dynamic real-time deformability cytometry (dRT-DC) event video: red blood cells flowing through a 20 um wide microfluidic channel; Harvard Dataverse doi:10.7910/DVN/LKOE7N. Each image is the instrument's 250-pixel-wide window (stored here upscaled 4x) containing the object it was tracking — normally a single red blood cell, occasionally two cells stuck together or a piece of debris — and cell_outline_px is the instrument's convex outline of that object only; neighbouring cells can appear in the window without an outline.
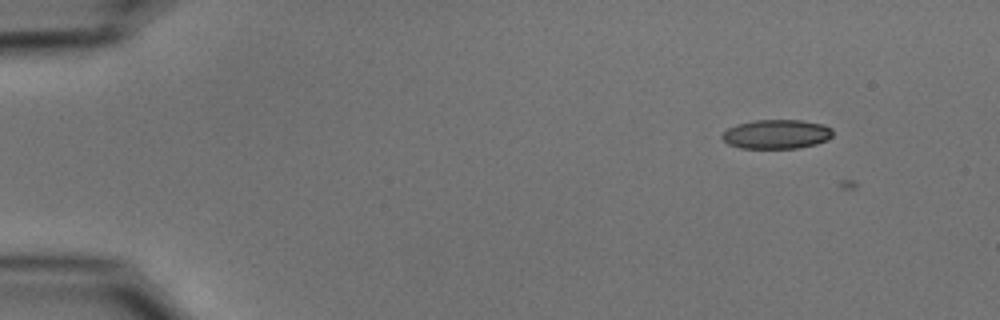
{"species": "common noctule bat (a hibernating species)", "species_latin": "Nyctalus noctula", "temperature_condition": "cold", "stored_images_in_passage": 6, "camera_frame_rate_fps": 3000, "um_per_image_px": 0.085, "animal": {"sex": "male", "body_mass_g": 15.6}, "frame": {"image": 1, "passage_image": 5, "time_ms": 1.333, "image_size_px": [1000, 320], "cell_outline_px": [[832, 136], [828, 140], [816, 144], [796, 148], [740, 148], [728, 144], [720, 136], [728, 128], [736, 124], [756, 120], [800, 120], [824, 124], [832, 128]], "centroid_in_image_um": [66.01, 11.4], "position_along_channel_um": 19.0, "area_um2": 18.9}}